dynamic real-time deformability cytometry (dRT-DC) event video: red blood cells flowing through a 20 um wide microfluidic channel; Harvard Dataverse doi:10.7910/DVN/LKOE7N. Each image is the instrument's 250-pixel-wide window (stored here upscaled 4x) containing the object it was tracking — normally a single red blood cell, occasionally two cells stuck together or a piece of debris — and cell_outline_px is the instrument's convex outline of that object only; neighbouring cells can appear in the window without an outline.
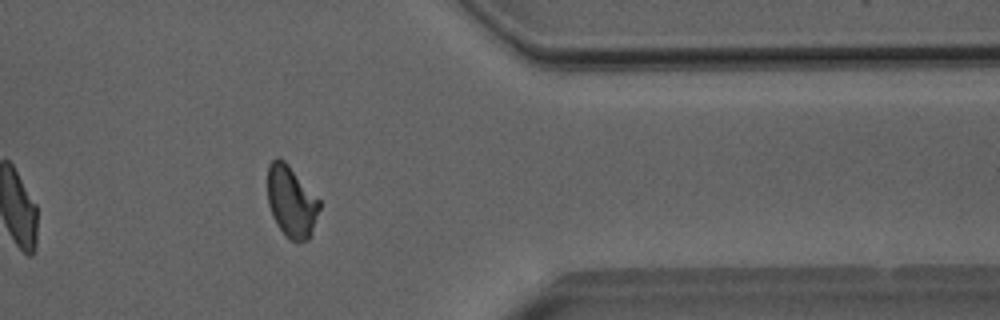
{"species": "Egyptian fruit bat (a non-hibernating species)", "species_latin": "Rousettus aegyptiacus", "temperature_condition": "room temperature", "stored_images_in_passage": 43, "camera_frame_rate_fps": 3000, "um_per_image_px": 0.085, "animal": {"sex": "male"}, "frame": {"image": 1, "passage_image": 37, "time_ms": 12.0, "image_size_px": [1000, 320], "cell_outline_px": [[320, 208], [308, 240], [292, 240], [276, 224], [272, 216], [268, 204], [268, 164], [276, 156], [284, 160], [288, 164], [320, 200]], "centroid_in_image_um": [24.75, 17.08], "position_along_channel_um": 386.7, "area_um2": 21.27}, "authors_computed_cell_mechanics": {"area_um2": 22.0796, "velocity_mm_per_s": 4.0152, "shape_relaxation_time_tau1_ms": 8.6566, "shape_relaxation_time_tau2_ms": 2.082, "deformation_change_tau1": 0.2209, "deformation_change_tau2": 0.0873}}